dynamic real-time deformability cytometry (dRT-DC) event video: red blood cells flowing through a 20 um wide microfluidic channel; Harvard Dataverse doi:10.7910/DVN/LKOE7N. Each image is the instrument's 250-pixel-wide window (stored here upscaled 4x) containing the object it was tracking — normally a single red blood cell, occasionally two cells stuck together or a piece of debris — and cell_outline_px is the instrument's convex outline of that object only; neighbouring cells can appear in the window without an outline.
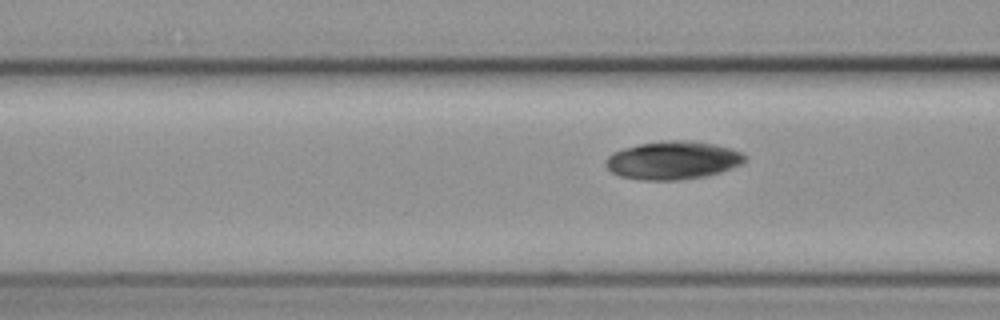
{"species": "common noctule bat (a hibernating species)", "species_latin": "Nyctalus noctula", "temperature_condition": "cold", "stored_images_in_passage": 5, "segment_of_instrument_passage": [2, 2], "camera_frame_rate_fps": 3000, "um_per_image_px": 0.085, "animal": {"sex": "female", "body_mass_g": 19.3, "forearm_length_mm": 54.1}, "frame": {"image": 1, "passage_image": 5, "time_ms": 4.667, "image_size_px": [1000, 320], "cell_outline_px": [[748, 160], [740, 164], [720, 172], [704, 176], [680, 180], [640, 180], [620, 176], [612, 172], [604, 164], [604, 160], [612, 152], [624, 148], [640, 144], [668, 140], [688, 140], [712, 144], [732, 148], [748, 156]], "centroid_in_image_um": [57.18, 13.62], "position_along_channel_um": 109.4, "area_um2": 30.98}}